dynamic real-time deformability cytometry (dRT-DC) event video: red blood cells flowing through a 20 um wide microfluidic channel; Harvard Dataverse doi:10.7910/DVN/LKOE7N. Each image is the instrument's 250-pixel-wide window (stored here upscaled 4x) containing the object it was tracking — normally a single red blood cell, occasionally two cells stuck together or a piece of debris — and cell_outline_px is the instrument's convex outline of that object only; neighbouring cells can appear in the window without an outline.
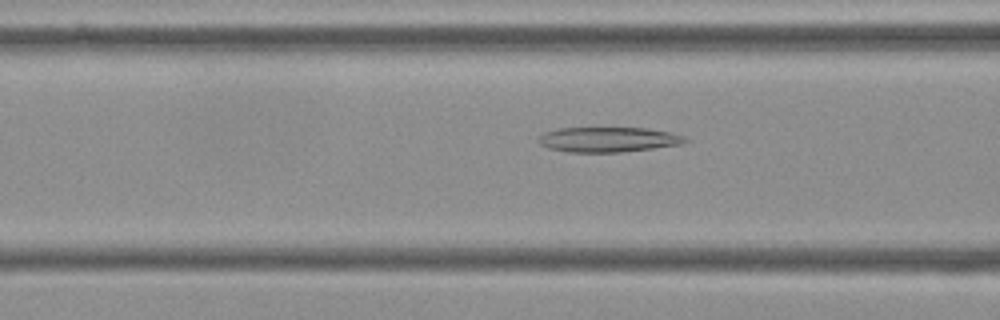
{"species": "Egyptian fruit bat (a non-hibernating species)", "species_latin": "Rousettus aegyptiacus", "temperature_condition": "cold", "stored_images_in_passage": 54, "camera_frame_rate_fps": 3000, "um_per_image_px": 0.085, "frame": {"image": 1, "passage_image": 20, "time_ms": 6.333, "image_size_px": [1000, 320], "cell_outline_px": [[692, 140], [684, 144], [620, 152], [568, 152], [548, 148], [540, 144], [536, 140], [544, 132], [556, 128], [648, 128], [672, 132], [684, 136]], "centroid_in_image_um": [51.73, 11.85], "position_along_channel_um": 114.9, "area_um2": 21.62}}
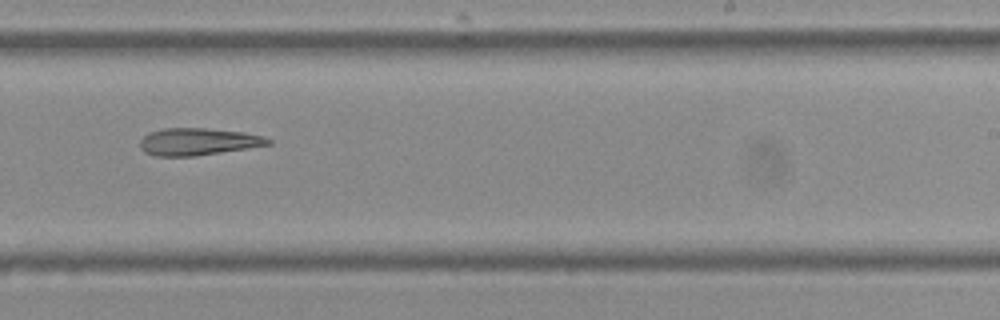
{"frame": {"image": 2, "passage_image": 33, "time_ms": 10.667, "image_size_px": [1000, 320], "cell_outline_px": [[272, 144], [196, 156], [156, 156], [144, 152], [140, 148], [140, 140], [148, 132], [164, 128], [204, 128], [244, 132], [260, 136], [272, 140]], "centroid_in_image_um": [16.79, 12.04], "position_along_channel_um": 272.2, "area_um2": 20.23}}
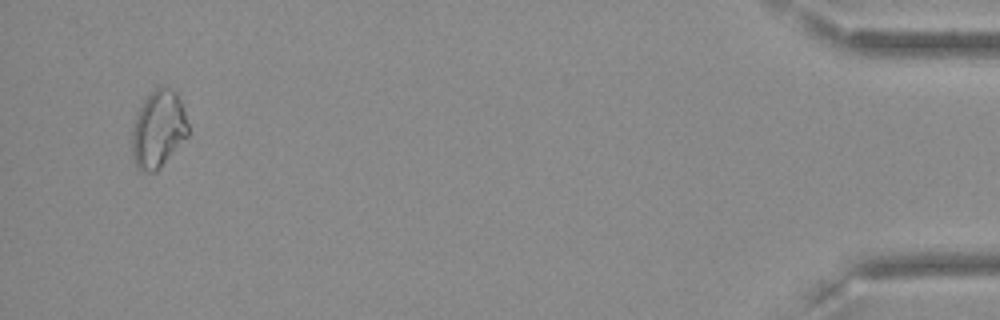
{"frame": {"image": 3, "passage_image": 52, "time_ms": 17.0, "image_size_px": [1000, 320], "cell_outline_px": [[188, 136], [160, 168], [156, 172], [140, 172], [132, 156], [132, 132], [136, 116], [144, 100], [156, 84], [160, 84], [176, 92], [180, 100], [188, 124]], "centroid_in_image_um": [13.45, 10.97], "position_along_channel_um": 421.7, "area_um2": 25.37}}